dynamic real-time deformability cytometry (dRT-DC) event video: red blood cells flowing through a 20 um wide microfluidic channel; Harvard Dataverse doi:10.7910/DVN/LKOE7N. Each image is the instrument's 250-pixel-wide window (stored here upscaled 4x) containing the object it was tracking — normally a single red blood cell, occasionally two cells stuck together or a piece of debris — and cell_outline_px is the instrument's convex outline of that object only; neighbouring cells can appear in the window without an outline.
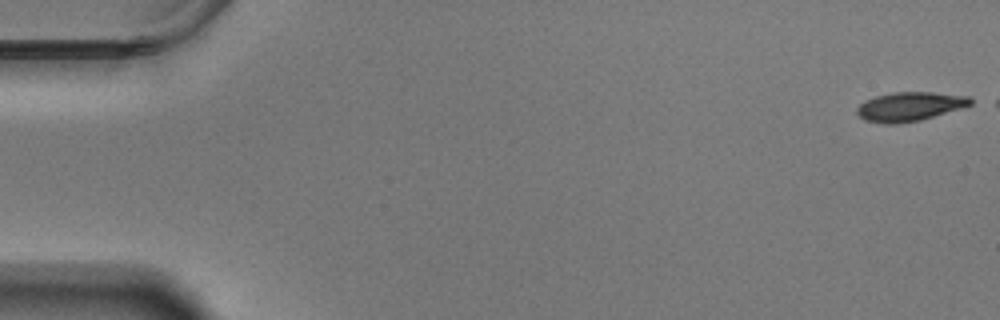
{"species": "Egyptian fruit bat (a non-hibernating species)", "species_latin": "Rousettus aegyptiacus", "temperature_condition": "warm", "stored_images_in_passage": 51, "camera_frame_rate_fps": 3000, "um_per_image_px": 0.085, "animal": {"sex": "male"}, "frame": {"image": 1, "passage_image": 1, "time_ms": 0.0, "image_size_px": [1000, 320], "cell_outline_px": [[972, 104], [960, 108], [920, 120], [896, 124], [884, 124], [864, 120], [856, 112], [856, 108], [864, 100], [876, 96], [892, 92], [932, 92], [968, 96], [972, 100]], "centroid_in_image_um": [77.28, 9.05], "position_along_channel_um": 7.7, "area_um2": 19.13}}
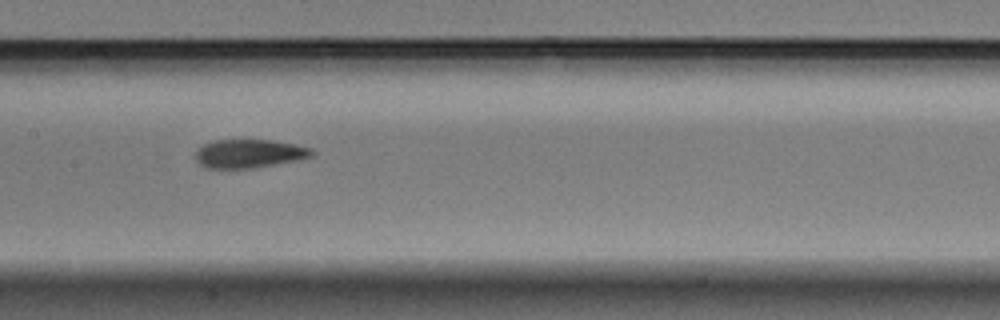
{"frame": {"image": 2, "passage_image": 29, "time_ms": 9.333, "image_size_px": [1000, 320], "cell_outline_px": [[316, 152], [312, 156], [296, 160], [256, 168], [204, 168], [196, 160], [196, 152], [204, 144], [216, 140], [272, 140], [296, 144], [312, 148]], "centroid_in_image_um": [21.21, 13.06], "position_along_channel_um": 186.2, "area_um2": 19.36}}
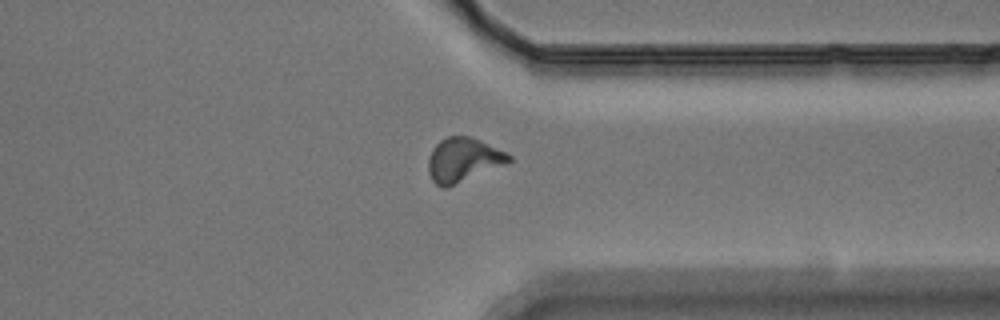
{"frame": {"image": 3, "passage_image": 45, "time_ms": 14.667, "image_size_px": [1000, 320], "cell_outline_px": [[512, 160], [504, 164], [448, 188], [440, 188], [432, 180], [428, 172], [428, 160], [432, 148], [440, 140], [448, 136], [468, 136], [480, 140], [512, 156]], "centroid_in_image_um": [39.32, 13.6], "position_along_channel_um": 372.1, "area_um2": 20.58}}